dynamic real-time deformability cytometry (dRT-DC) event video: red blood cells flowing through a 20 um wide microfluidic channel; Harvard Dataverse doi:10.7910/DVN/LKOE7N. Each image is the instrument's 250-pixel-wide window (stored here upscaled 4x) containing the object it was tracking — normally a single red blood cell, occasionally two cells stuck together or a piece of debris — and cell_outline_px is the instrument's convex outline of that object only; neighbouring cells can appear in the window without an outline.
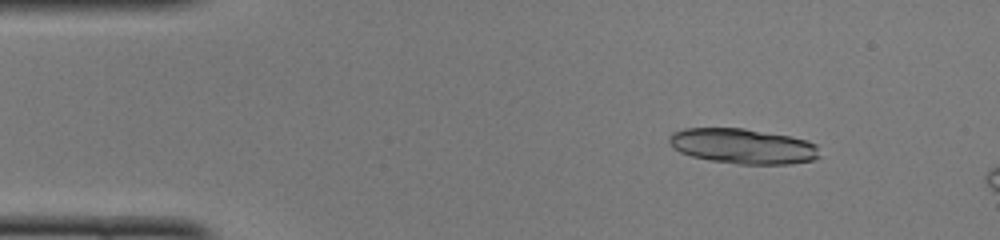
{"species": "common noctule bat (a hibernating species)", "species_latin": "Nyctalus noctula", "temperature_condition": "cold", "stored_images_in_passage": 13, "camera_frame_rate_fps": 3000, "um_per_image_px": 0.085, "animal": {"sex": "female", "body_mass_g": 22.0, "forearm_length_mm": 56.7}, "frame": {"image": 1, "passage_image": 6, "time_ms": 1.667, "image_size_px": [1000, 240], "cell_outline_px": [[820, 156], [812, 160], [788, 164], [736, 164], [712, 160], [692, 156], [680, 152], [672, 148], [668, 144], [668, 136], [672, 132], [684, 128], [744, 128], [788, 136], [808, 140], [816, 144]], "centroid_in_image_um": [63.1, 12.42], "position_along_channel_um": 21.9, "area_um2": 30.92}}